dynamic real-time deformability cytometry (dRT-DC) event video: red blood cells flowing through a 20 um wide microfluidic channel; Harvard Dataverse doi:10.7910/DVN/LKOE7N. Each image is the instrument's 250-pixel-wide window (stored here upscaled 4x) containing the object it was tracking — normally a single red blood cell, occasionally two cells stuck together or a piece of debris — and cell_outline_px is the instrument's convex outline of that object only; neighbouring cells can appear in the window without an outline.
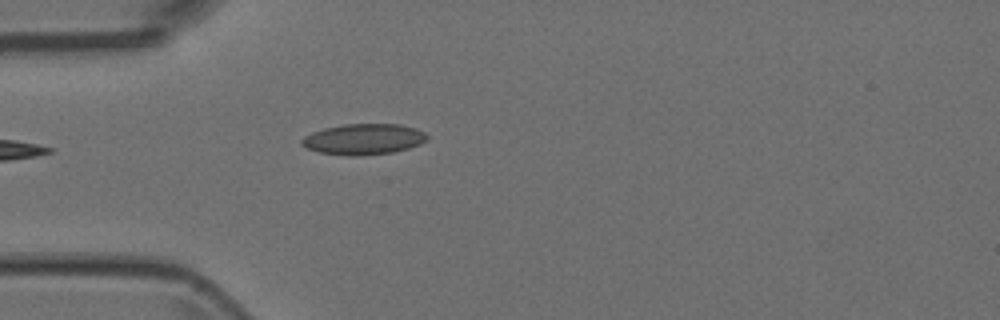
{"species": "Egyptian fruit bat (a non-hibernating species)", "species_latin": "Rousettus aegyptiacus", "temperature_condition": "room temperature", "stored_images_in_passage": 4, "camera_frame_rate_fps": 3000, "um_per_image_px": 0.085, "animal": {"sex": "female"}, "frame": {"image": 1, "passage_image": 4, "time_ms": 1.0, "image_size_px": [1000, 320], "cell_outline_px": [[428, 140], [420, 144], [408, 148], [392, 152], [356, 156], [348, 156], [320, 152], [308, 148], [300, 144], [300, 140], [304, 136], [312, 132], [324, 128], [344, 124], [400, 124], [416, 128], [424, 132], [428, 136]], "centroid_in_image_um": [30.91, 11.82], "position_along_channel_um": 54.1, "area_um2": 22.54}}